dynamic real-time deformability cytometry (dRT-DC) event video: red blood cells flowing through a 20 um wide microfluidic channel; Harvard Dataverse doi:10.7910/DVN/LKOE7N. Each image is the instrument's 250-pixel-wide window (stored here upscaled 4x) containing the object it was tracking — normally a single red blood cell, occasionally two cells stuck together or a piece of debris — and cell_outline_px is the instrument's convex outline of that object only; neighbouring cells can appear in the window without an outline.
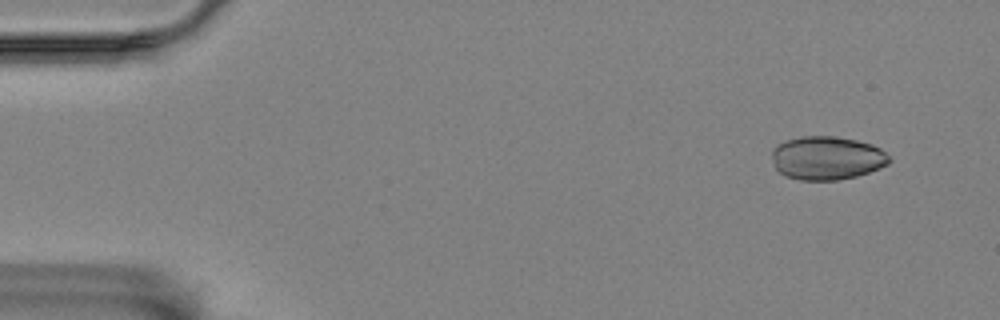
{"species": "Egyptian fruit bat (a non-hibernating species)", "species_latin": "Rousettus aegyptiacus", "temperature_condition": "room temperature", "stored_images_in_passage": 9, "camera_frame_rate_fps": 3000, "um_per_image_px": 0.085, "animal": {"sex": "female"}, "frame": {"image": 1, "passage_image": 1, "time_ms": 0.0, "image_size_px": [1000, 320], "cell_outline_px": [[892, 160], [888, 164], [880, 168], [856, 176], [836, 180], [800, 180], [784, 176], [776, 168], [772, 156], [772, 148], [776, 144], [800, 136], [836, 136], [856, 140], [872, 144], [880, 148]], "centroid_in_image_um": [70.28, 13.42], "position_along_channel_um": 14.7, "area_um2": 29.82}}
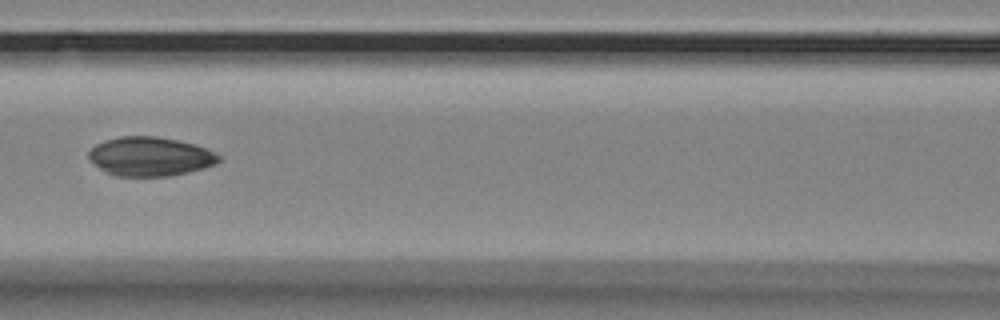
{"frame": {"image": 2, "passage_image": 7, "time_ms": 7.0, "image_size_px": [1000, 320], "cell_outline_px": [[220, 160], [216, 164], [204, 168], [188, 172], [168, 176], [116, 176], [100, 168], [88, 160], [88, 152], [96, 144], [104, 140], [120, 136], [156, 136], [196, 144], [220, 156]], "centroid_in_image_um": [12.74, 13.3], "position_along_channel_um": 153.9, "area_um2": 29.54}}
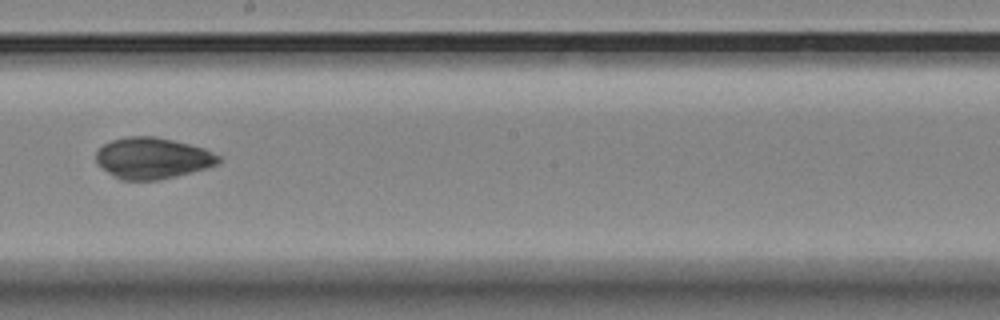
{"frame": {"image": 3, "passage_image": 9, "time_ms": 9.333, "image_size_px": [1000, 320], "cell_outline_px": [[220, 164], [208, 168], [160, 180], [120, 180], [108, 172], [96, 160], [96, 152], [104, 144], [112, 140], [128, 136], [156, 136], [204, 148], [220, 156]], "centroid_in_image_um": [13.0, 13.45], "position_along_channel_um": 235.2, "area_um2": 29.36}}